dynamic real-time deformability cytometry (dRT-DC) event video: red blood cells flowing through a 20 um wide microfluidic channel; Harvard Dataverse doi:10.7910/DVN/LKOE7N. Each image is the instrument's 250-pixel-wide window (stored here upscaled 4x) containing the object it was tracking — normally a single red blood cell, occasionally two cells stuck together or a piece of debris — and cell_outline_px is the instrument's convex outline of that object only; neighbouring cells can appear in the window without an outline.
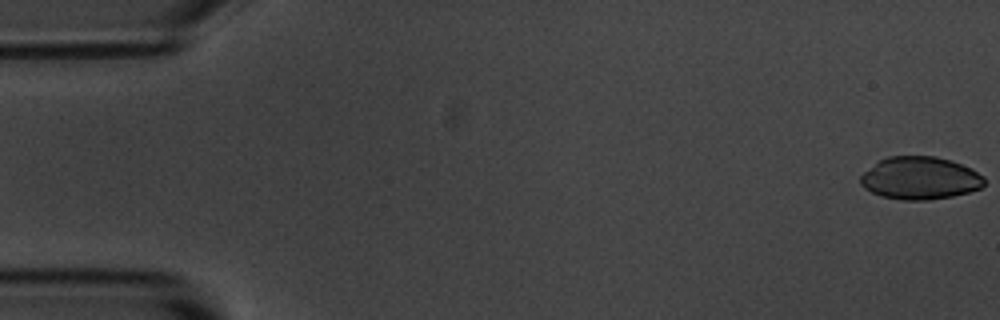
{"species": "common noctule bat (a hibernating species)", "species_latin": "Nyctalus noctula", "temperature_condition": "room temperature", "stored_images_in_passage": 6, "camera_frame_rate_fps": 3000, "um_per_image_px": 0.085, "animal": {"sex": "male", "body_mass_g": 20.1, "forearm_length_mm": 53.5}, "frame": {"image": 1, "passage_image": 1, "time_ms": 0.0, "image_size_px": [1000, 320], "cell_outline_px": [[984, 184], [980, 188], [968, 192], [952, 196], [928, 200], [904, 200], [880, 196], [864, 188], [860, 184], [860, 176], [864, 172], [880, 160], [888, 156], [936, 156], [952, 160], [972, 168], [984, 176]], "centroid_in_image_um": [78.21, 15.14], "position_along_channel_um": 6.8, "area_um2": 30.87}}